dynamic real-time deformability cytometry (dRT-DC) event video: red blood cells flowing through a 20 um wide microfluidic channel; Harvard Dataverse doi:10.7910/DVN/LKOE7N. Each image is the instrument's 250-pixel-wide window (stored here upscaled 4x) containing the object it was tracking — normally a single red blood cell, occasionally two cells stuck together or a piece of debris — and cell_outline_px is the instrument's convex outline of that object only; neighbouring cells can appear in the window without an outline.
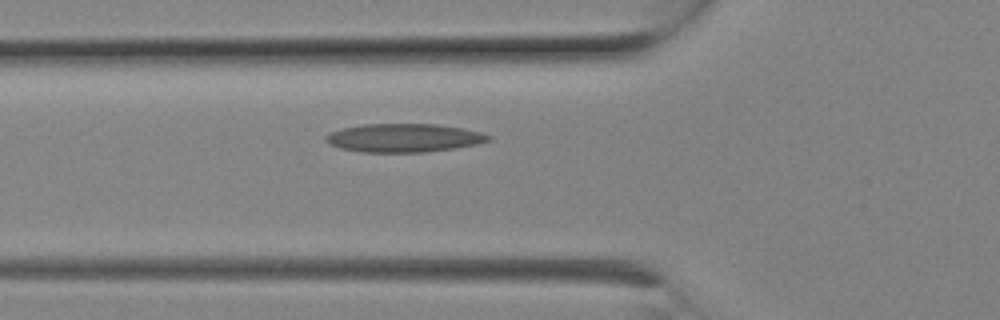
{"species": "Egyptian fruit bat (a non-hibernating species)", "species_latin": "Rousettus aegyptiacus", "temperature_condition": "room temperature", "stored_images_in_passage": 3, "camera_frame_rate_fps": 3000, "um_per_image_px": 0.085, "animal": {"sex": "female"}, "frame": {"image": 1, "passage_image": 3, "time_ms": 0.667, "image_size_px": [1000, 320], "cell_outline_px": [[492, 140], [476, 144], [456, 148], [424, 152], [360, 152], [340, 148], [328, 144], [324, 140], [324, 136], [332, 132], [344, 128], [364, 124], [436, 124], [464, 128], [480, 132], [492, 136]], "centroid_in_image_um": [34.34, 11.72], "position_along_channel_um": 91.5, "area_um2": 27.05}}